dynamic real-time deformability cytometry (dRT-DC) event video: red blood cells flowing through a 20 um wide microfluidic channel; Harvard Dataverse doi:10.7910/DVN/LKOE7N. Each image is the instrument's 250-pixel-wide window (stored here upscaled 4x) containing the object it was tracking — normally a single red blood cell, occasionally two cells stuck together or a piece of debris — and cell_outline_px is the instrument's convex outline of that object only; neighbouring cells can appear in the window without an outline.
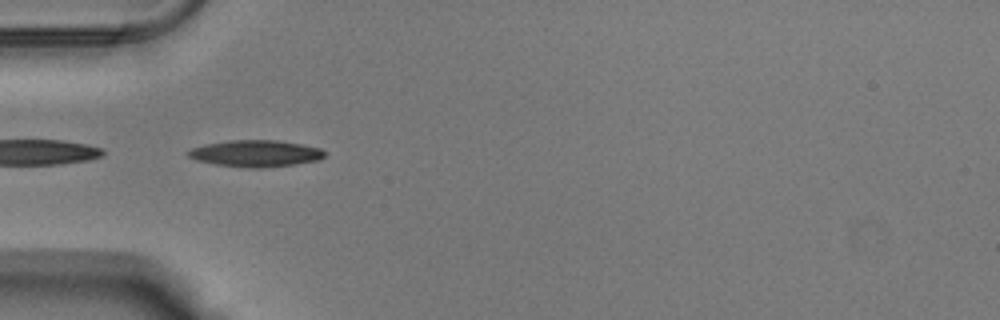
{"species": "Egyptian fruit bat (a non-hibernating species)", "species_latin": "Rousettus aegyptiacus", "temperature_condition": "warm", "stored_images_in_passage": 28, "camera_frame_rate_fps": 3000, "um_per_image_px": 0.085, "animal": {"sex": "male"}, "frame": {"image": 1, "passage_image": 2, "time_ms": 0.333, "image_size_px": [1000, 320], "cell_outline_px": [[320, 156], [280, 164], [240, 164], [216, 160], [200, 156], [196, 152], [208, 148], [228, 144], [288, 144], [308, 148], [320, 152]], "centroid_in_image_um": [21.98, 13.06], "position_along_channel_um": 63.0, "area_um2": 13.81}}
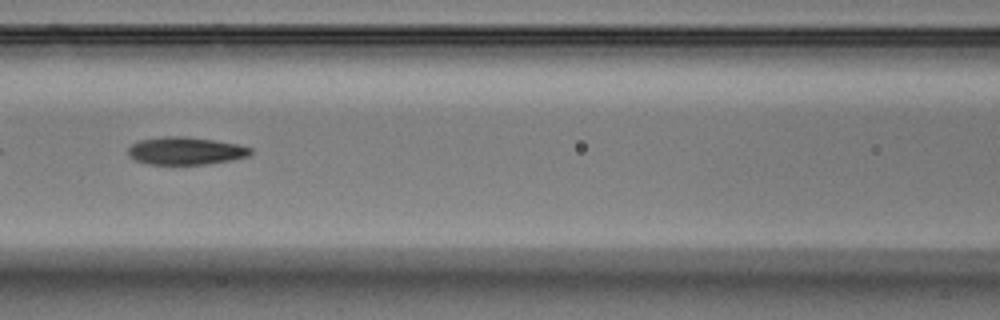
{"frame": {"image": 2, "passage_image": 9, "time_ms": 2.667, "image_size_px": [1000, 320], "cell_outline_px": [[248, 152], [236, 156], [212, 160], [148, 160], [140, 156], [136, 152], [136, 148], [144, 144], [160, 140], [196, 140], [224, 144], [244, 148]], "centroid_in_image_um": [15.94, 12.79], "position_along_channel_um": 150.7, "area_um2": 12.89}}
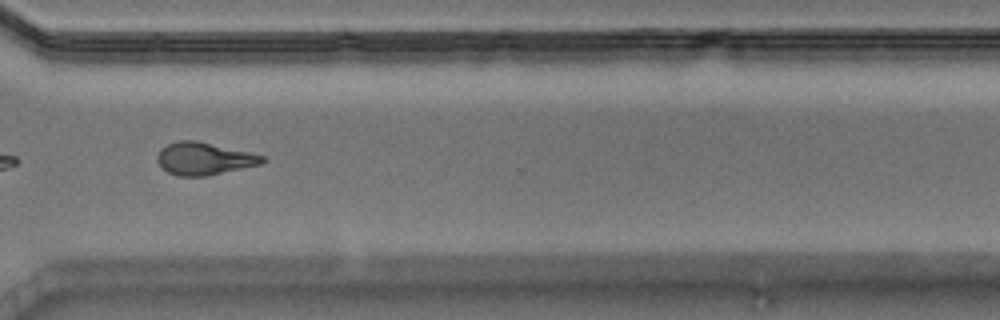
{"frame": {"image": 3, "passage_image": 25, "time_ms": 8.0, "image_size_px": [1000, 320], "cell_outline_px": [[264, 160], [248, 164], [212, 172], [172, 172], [160, 160], [160, 156], [168, 148], [176, 144], [204, 144], [260, 156]], "centroid_in_image_um": [17.36, 13.46], "position_along_channel_um": 353.2, "area_um2": 14.91}}